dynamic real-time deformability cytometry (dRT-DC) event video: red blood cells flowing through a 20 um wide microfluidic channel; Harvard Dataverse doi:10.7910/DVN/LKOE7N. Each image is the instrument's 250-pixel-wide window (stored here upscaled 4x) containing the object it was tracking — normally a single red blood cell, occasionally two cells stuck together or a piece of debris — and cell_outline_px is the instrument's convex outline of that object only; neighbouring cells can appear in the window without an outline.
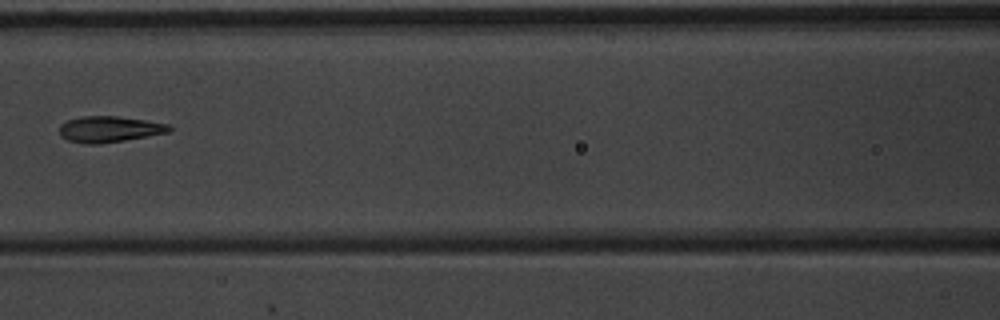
{"species": "common noctule bat (a hibernating species)", "species_latin": "Nyctalus noctula", "temperature_condition": "warm", "stored_images_in_passage": 7, "camera_frame_rate_fps": 3000, "um_per_image_px": 0.085, "animal": {"sex": "male", "body_mass_g": 20.1, "forearm_length_mm": 53.5}, "frame": {"image": 1, "passage_image": 7, "time_ms": 2.0, "image_size_px": [1000, 320], "cell_outline_px": [[172, 128], [168, 132], [124, 140], [96, 144], [84, 144], [68, 140], [60, 136], [60, 124], [68, 120], [80, 116], [116, 116], [144, 120], [168, 124]], "centroid_in_image_um": [9.24, 10.98], "position_along_channel_um": 157.4, "area_um2": 16.47}}